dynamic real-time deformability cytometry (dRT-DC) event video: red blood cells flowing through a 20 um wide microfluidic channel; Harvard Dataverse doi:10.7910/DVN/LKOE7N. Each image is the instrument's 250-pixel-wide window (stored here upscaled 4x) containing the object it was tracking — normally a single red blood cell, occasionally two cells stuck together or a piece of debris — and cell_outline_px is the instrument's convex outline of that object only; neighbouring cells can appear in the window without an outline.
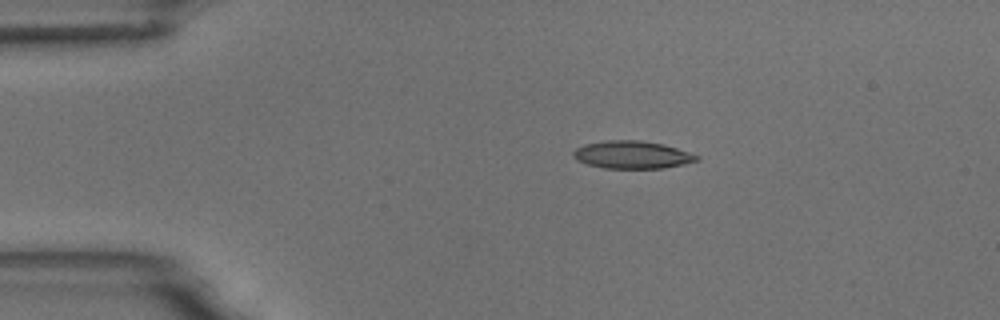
{"species": "common noctule bat (a hibernating species)", "species_latin": "Nyctalus noctula", "temperature_condition": "room temperature", "stored_images_in_passage": 5, "camera_frame_rate_fps": 3000, "um_per_image_px": 0.085, "animal": {"sex": "male", "body_mass_g": 18.8}, "frame": {"image": 1, "passage_image": 3, "time_ms": 3.0, "image_size_px": [1000, 320], "cell_outline_px": [[700, 160], [684, 164], [664, 168], [604, 168], [588, 164], [576, 160], [572, 156], [572, 152], [576, 148], [584, 144], [608, 140], [640, 140], [664, 144], [700, 156]], "centroid_in_image_um": [53.73, 13.15], "position_along_channel_um": 31.3, "area_um2": 19.94}}
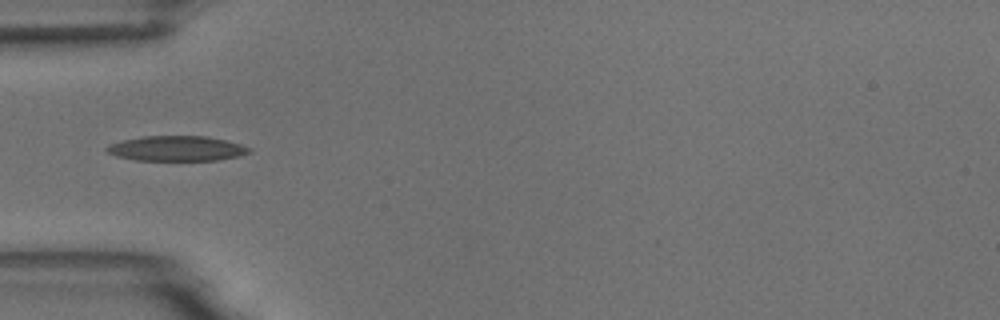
{"frame": {"image": 2, "passage_image": 5, "time_ms": 5.333, "image_size_px": [1000, 320], "cell_outline_px": [[252, 152], [240, 156], [216, 160], [136, 160], [116, 156], [108, 152], [104, 148], [108, 144], [124, 140], [144, 136], [208, 136], [240, 144], [252, 148]], "centroid_in_image_um": [15.04, 12.62], "position_along_channel_um": 70.0, "area_um2": 20.81}}